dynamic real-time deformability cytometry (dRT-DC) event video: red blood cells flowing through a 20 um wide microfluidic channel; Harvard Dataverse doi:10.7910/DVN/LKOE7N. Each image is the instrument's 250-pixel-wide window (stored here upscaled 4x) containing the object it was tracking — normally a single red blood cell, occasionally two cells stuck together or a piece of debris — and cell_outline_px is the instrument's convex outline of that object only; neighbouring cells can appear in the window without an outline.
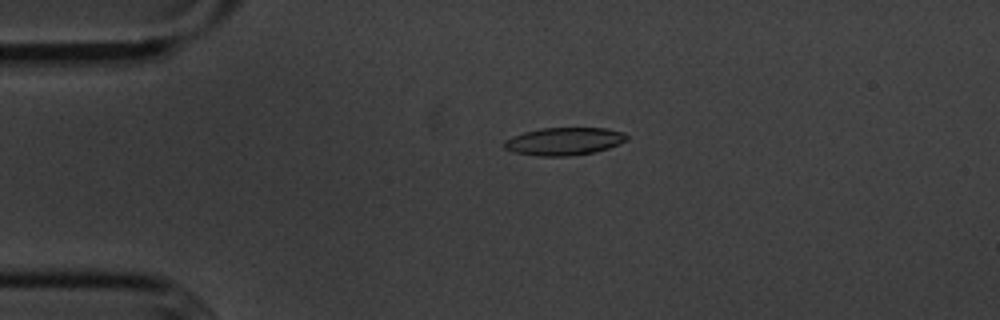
{"species": "common noctule bat (a hibernating species)", "species_latin": "Nyctalus noctula", "temperature_condition": "cold", "stored_images_in_passage": 55, "camera_frame_rate_fps": 3000, "um_per_image_px": 0.085, "animal": {"sex": "male", "body_mass_g": 20.1, "forearm_length_mm": 53.5}, "frame": {"image": 1, "passage_image": 12, "time_ms": 3.667, "image_size_px": [1000, 320], "cell_outline_px": [[628, 140], [608, 148], [592, 152], [568, 156], [540, 156], [512, 152], [504, 148], [504, 140], [512, 136], [524, 132], [540, 128], [608, 128], [624, 132], [628, 136]], "centroid_in_image_um": [47.94, 12.0], "position_along_channel_um": 37.1, "area_um2": 19.83}}
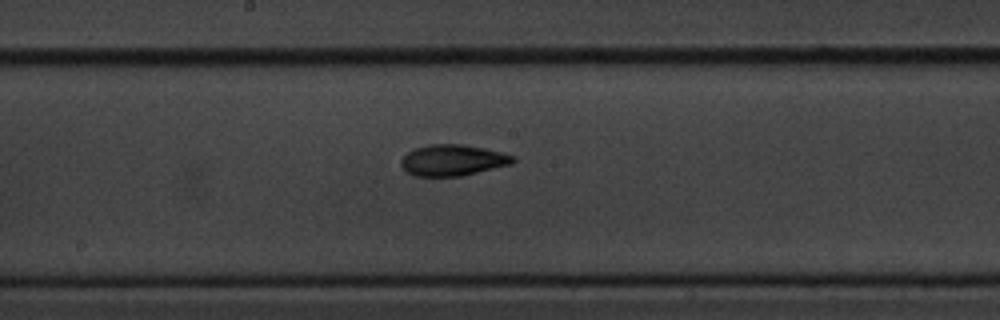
{"frame": {"image": 2, "passage_image": 29, "time_ms": 9.333, "image_size_px": [1000, 320], "cell_outline_px": [[516, 160], [512, 164], [460, 176], [412, 176], [400, 164], [400, 160], [412, 148], [428, 144], [464, 144], [484, 148], [516, 156]], "centroid_in_image_um": [38.47, 13.61], "position_along_channel_um": 209.7, "area_um2": 20.4}}
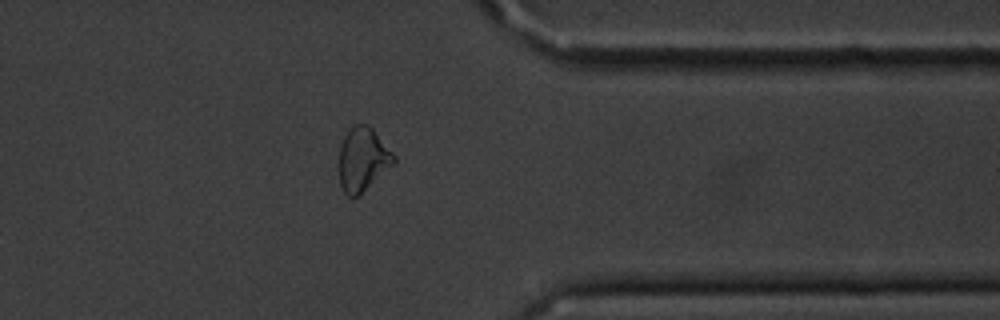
{"frame": {"image": 3, "passage_image": 44, "time_ms": 14.333, "image_size_px": [1000, 320], "cell_outline_px": [[396, 164], [356, 196], [348, 196], [344, 192], [340, 184], [340, 144], [348, 128], [352, 124], [368, 124], [372, 128], [396, 156]], "centroid_in_image_um": [30.85, 13.5], "position_along_channel_um": 380.5, "area_um2": 20.29}, "authors_computed_cell_mechanics": {"area_um2": 19.9988, "velocity_mm_per_s": 3.5972, "shape_relaxation_time_tau1_ms": 4.3794, "shape_relaxation_time_tau2_ms": 6.5856, "deformation_change_tau1": 0.1256, "deformation_change_tau2": 0.1435}}